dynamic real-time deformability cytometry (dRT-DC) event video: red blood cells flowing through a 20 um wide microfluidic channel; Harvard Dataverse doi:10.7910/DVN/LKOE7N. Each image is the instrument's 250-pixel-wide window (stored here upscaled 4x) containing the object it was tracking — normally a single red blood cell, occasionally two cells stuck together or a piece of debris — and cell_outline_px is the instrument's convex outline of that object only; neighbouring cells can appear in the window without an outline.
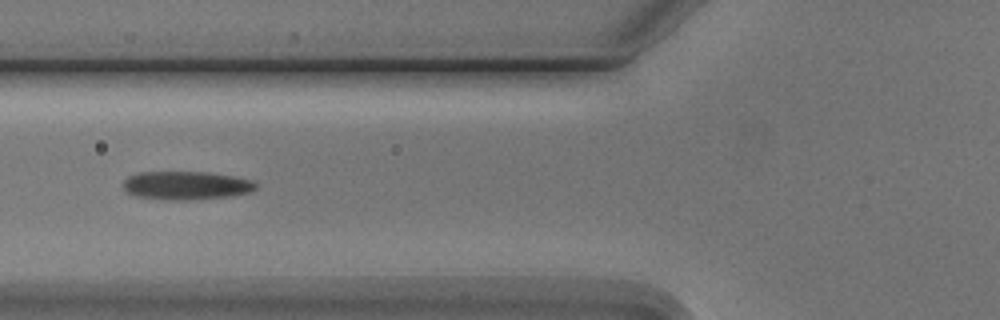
{"species": "Egyptian fruit bat (a non-hibernating species)", "species_latin": "Rousettus aegyptiacus", "temperature_condition": "cold", "stored_images_in_passage": 5, "camera_frame_rate_fps": 3000, "um_per_image_px": 0.085, "animal": {"sex": "male"}, "frame": {"image": 1, "passage_image": 5, "time_ms": 4.667, "image_size_px": [1000, 320], "cell_outline_px": [[256, 188], [252, 192], [232, 196], [188, 200], [172, 200], [136, 196], [124, 192], [124, 180], [128, 176], [140, 172], [208, 172], [232, 176], [252, 180], [256, 184]], "centroid_in_image_um": [15.83, 15.76], "position_along_channel_um": 110.0, "area_um2": 22.02}}